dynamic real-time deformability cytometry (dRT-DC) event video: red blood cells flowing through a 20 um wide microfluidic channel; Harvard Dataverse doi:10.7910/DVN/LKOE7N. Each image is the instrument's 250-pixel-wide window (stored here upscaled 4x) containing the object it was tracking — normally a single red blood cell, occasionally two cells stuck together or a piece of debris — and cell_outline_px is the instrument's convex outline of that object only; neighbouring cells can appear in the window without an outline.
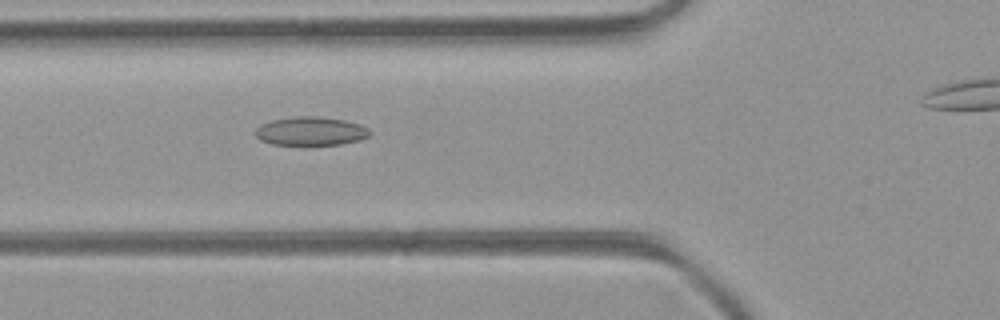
{"species": "common noctule bat (a hibernating species)", "species_latin": "Nyctalus noctula", "temperature_condition": "room temperature", "stored_images_in_passage": 46, "camera_frame_rate_fps": 3000, "um_per_image_px": 0.085, "animal": {"sex": "female", "body_mass_g": 21.9}, "frame": {"image": 1, "passage_image": 20, "time_ms": 6.333, "image_size_px": [1000, 320], "cell_outline_px": [[372, 132], [368, 136], [360, 140], [340, 144], [308, 148], [272, 144], [260, 140], [256, 136], [256, 128], [260, 124], [272, 120], [296, 116], [316, 116], [344, 120], [360, 124], [368, 128]], "centroid_in_image_um": [26.4, 11.2], "position_along_channel_um": 99.4, "area_um2": 19.94}}
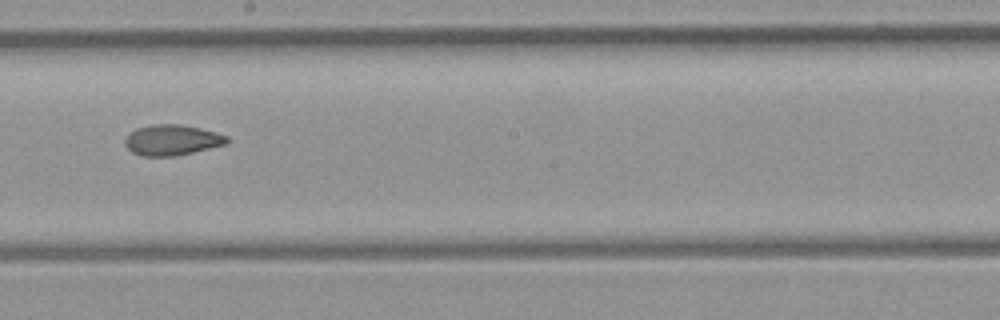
{"frame": {"image": 2, "passage_image": 30, "time_ms": 9.667, "image_size_px": [1000, 320], "cell_outline_px": [[228, 144], [176, 156], [140, 156], [132, 152], [124, 144], [124, 140], [136, 128], [152, 124], [180, 124], [228, 136]], "centroid_in_image_um": [14.6, 11.92], "position_along_channel_um": 233.6, "area_um2": 18.03}}
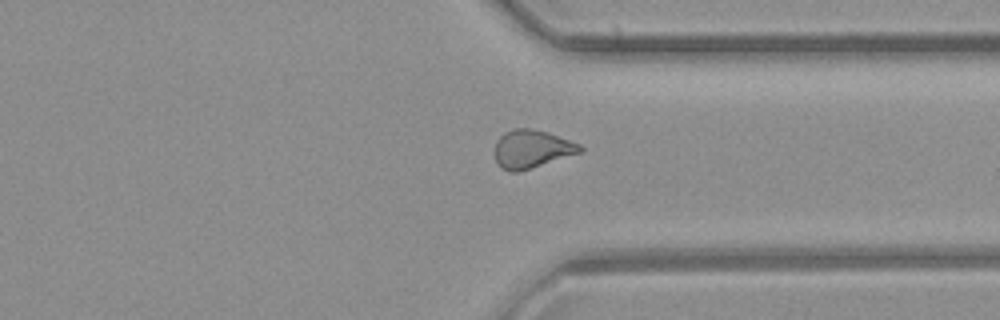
{"frame": {"image": 3, "passage_image": 40, "time_ms": 13.0, "image_size_px": [1000, 320], "cell_outline_px": [[584, 152], [516, 172], [508, 172], [500, 168], [496, 160], [496, 140], [504, 132], [516, 128], [532, 128], [548, 132], [580, 144], [584, 148]], "centroid_in_image_um": [45.22, 12.66], "position_along_channel_um": 366.2, "area_um2": 19.02}, "authors_computed_cell_mechanics": {"area_um2": 18.5249, "velocity_mm_per_s": 3.9984, "shape_relaxation_time_tau1_ms": null, "shape_relaxation_time_tau2_ms": 3.4991, "deformation_change_tau1": null, "deformation_change_tau2": 0.0946}}